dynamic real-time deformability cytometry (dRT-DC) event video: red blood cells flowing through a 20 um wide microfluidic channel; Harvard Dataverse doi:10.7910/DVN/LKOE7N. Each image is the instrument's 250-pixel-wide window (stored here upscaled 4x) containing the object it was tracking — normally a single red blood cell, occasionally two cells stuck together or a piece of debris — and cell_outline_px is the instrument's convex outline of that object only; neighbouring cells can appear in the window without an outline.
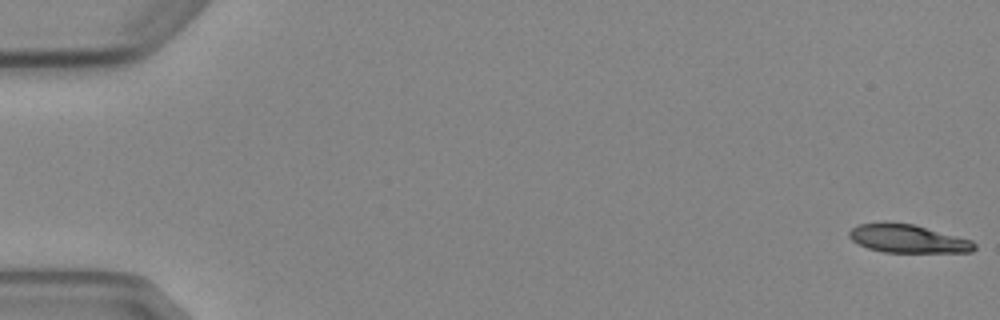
{"species": "Egyptian fruit bat (a non-hibernating species)", "species_latin": "Rousettus aegyptiacus", "temperature_condition": "cold", "stored_images_in_passage": 5, "camera_frame_rate_fps": 3000, "um_per_image_px": 0.085, "animal": {"sex": "female"}, "frame": {"image": 1, "passage_image": 1, "time_ms": 0.0, "image_size_px": [1000, 320], "cell_outline_px": [[976, 248], [972, 252], [884, 252], [868, 248], [852, 240], [848, 236], [848, 232], [852, 228], [860, 224], [880, 220], [912, 224], [972, 240], [976, 244]], "centroid_in_image_um": [77.13, 20.27], "position_along_channel_um": 7.9, "area_um2": 20.75}}
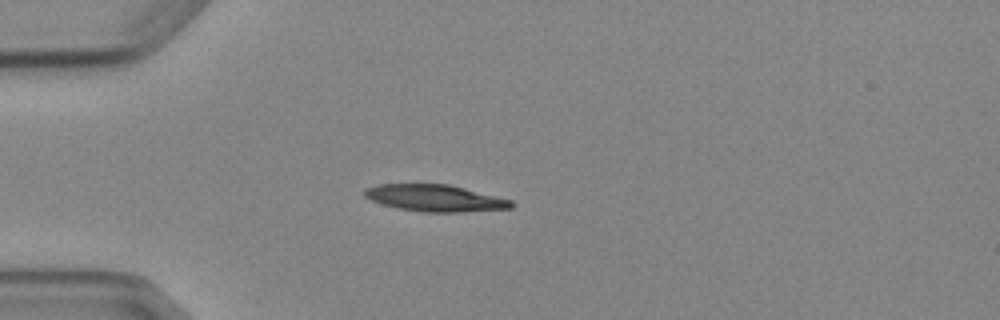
{"frame": {"image": 2, "passage_image": 5, "time_ms": 4.667, "image_size_px": [1000, 320], "cell_outline_px": [[516, 204], [512, 208], [460, 212], [424, 212], [396, 208], [372, 200], [364, 196], [364, 188], [376, 184], [448, 184], [512, 200]], "centroid_in_image_um": [36.97, 16.83], "position_along_channel_um": 48.0, "area_um2": 22.83}}